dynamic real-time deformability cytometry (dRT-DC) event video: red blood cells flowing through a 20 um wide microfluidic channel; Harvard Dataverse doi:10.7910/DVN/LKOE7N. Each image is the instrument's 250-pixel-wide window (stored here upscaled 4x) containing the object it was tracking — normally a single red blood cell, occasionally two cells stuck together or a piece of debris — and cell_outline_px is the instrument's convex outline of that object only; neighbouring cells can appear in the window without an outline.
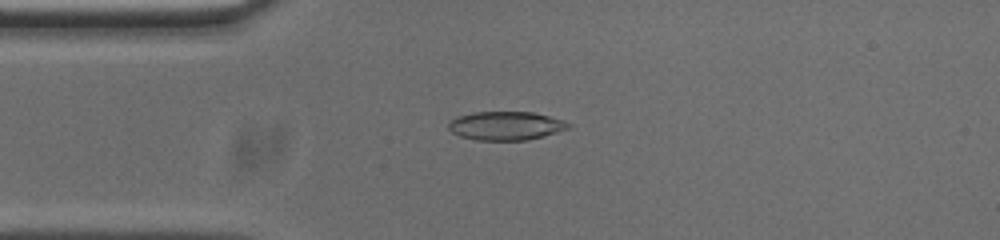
{"species": "common noctule bat (a hibernating species)", "species_latin": "Nyctalus noctula", "temperature_condition": "cold", "stored_images_in_passage": 47, "camera_frame_rate_fps": 3000, "um_per_image_px": 0.085, "animal": {"sex": "male", "body_mass_g": 20.0, "forearm_length_mm": 53.3}, "frame": {"image": 1, "passage_image": 6, "time_ms": 1.667, "image_size_px": [1000, 240], "cell_outline_px": [[572, 128], [544, 136], [528, 140], [476, 140], [460, 136], [452, 132], [448, 128], [448, 124], [452, 120], [460, 116], [472, 112], [532, 112], [564, 120], [572, 124]], "centroid_in_image_um": [43.05, 10.69], "position_along_channel_um": 42.0, "area_um2": 20.06}}
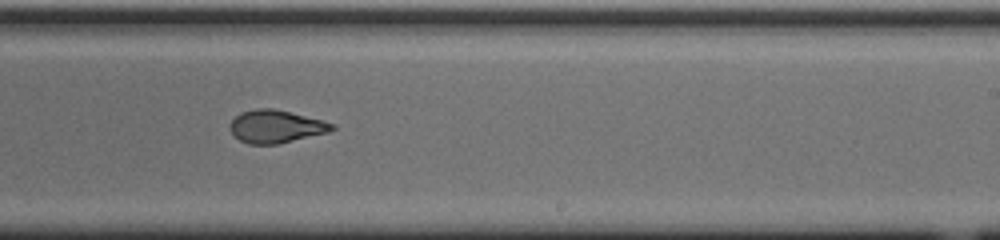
{"frame": {"image": 2, "passage_image": 25, "time_ms": 8.0, "image_size_px": [1000, 240], "cell_outline_px": [[336, 128], [328, 132], [280, 144], [248, 144], [240, 140], [228, 128], [228, 124], [240, 112], [256, 108], [272, 108], [336, 124]], "centroid_in_image_um": [23.42, 10.76], "position_along_channel_um": 265.6, "area_um2": 19.42}}
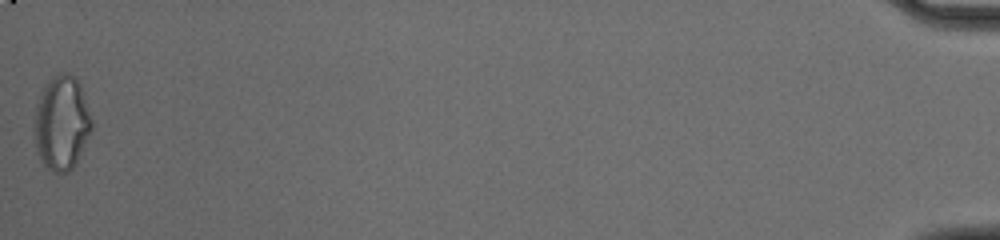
{"frame": {"image": 3, "passage_image": 47, "time_ms": 15.333, "image_size_px": [1000, 240], "cell_outline_px": [[92, 128], [76, 164], [68, 172], [52, 172], [44, 168], [36, 152], [36, 104], [40, 92], [48, 80], [52, 76], [60, 72], [68, 72], [80, 84], [92, 120]], "centroid_in_image_um": [5.24, 10.46], "position_along_channel_um": 430.0, "area_um2": 31.44}, "authors_computed_cell_mechanics": {"area_um2": 20.1144, "velocity_mm_per_s": 3.7373, "shape_relaxation_time_tau1_ms": null, "shape_relaxation_time_tau2_ms": 1.6738, "deformation_change_tau1": null, "deformation_change_tau2": 0.0847}}